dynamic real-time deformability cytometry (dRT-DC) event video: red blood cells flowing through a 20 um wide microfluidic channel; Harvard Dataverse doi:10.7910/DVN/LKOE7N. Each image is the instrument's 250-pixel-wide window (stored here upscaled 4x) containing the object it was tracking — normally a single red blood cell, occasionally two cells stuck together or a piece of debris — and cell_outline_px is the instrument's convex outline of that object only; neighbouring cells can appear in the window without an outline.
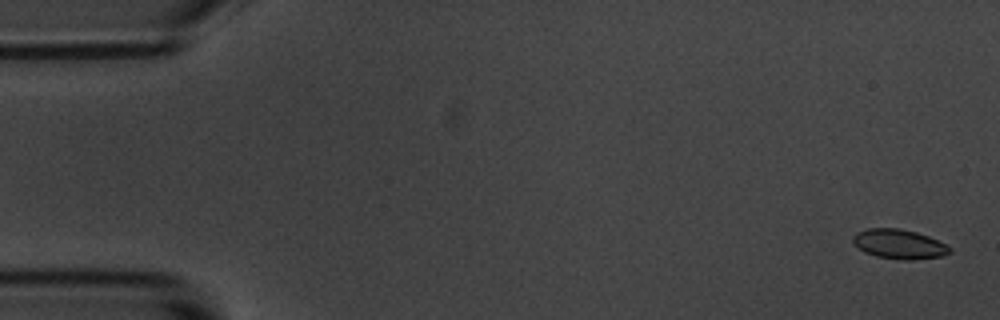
{"species": "common noctule bat (a hibernating species)", "species_latin": "Nyctalus noctula", "temperature_condition": "room temperature", "stored_images_in_passage": 9, "camera_frame_rate_fps": 3000, "um_per_image_px": 0.085, "animal": {"sex": "male", "body_mass_g": 20.1, "forearm_length_mm": 53.5}, "frame": {"image": 1, "passage_image": 1, "time_ms": 0.0, "image_size_px": [1000, 320], "cell_outline_px": [[952, 252], [940, 256], [916, 260], [904, 260], [876, 256], [864, 252], [852, 240], [852, 236], [856, 232], [868, 228], [900, 228], [916, 232], [928, 236], [952, 248]], "centroid_in_image_um": [76.42, 20.74], "position_along_channel_um": 8.6, "area_um2": 16.59}}
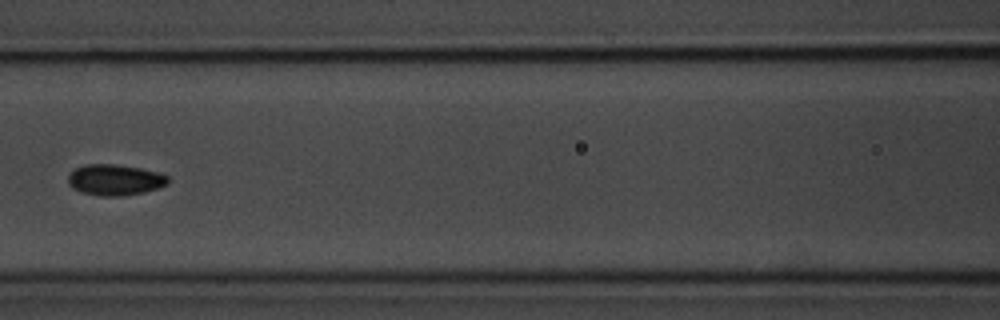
{"frame": {"image": 2, "passage_image": 8, "time_ms": 8.0, "image_size_px": [1000, 320], "cell_outline_px": [[168, 184], [144, 192], [120, 196], [100, 196], [80, 192], [72, 188], [68, 184], [68, 176], [76, 168], [84, 164], [116, 164], [140, 168], [156, 172], [168, 176]], "centroid_in_image_um": [9.73, 15.29], "position_along_channel_um": 156.9, "area_um2": 17.98}}
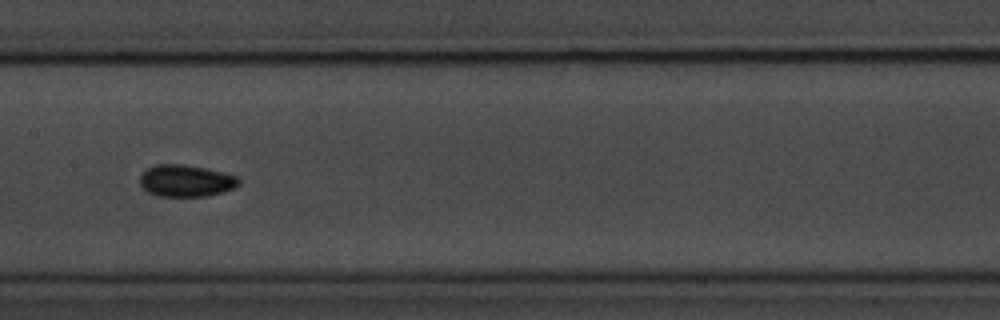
{"frame": {"image": 3, "passage_image": 9, "time_ms": 9.0, "image_size_px": [1000, 320], "cell_outline_px": [[240, 184], [236, 188], [208, 196], [156, 196], [148, 192], [140, 184], [140, 176], [148, 168], [156, 164], [180, 164], [204, 168], [224, 172], [236, 176], [240, 180]], "centroid_in_image_um": [15.83, 15.37], "position_along_channel_um": 191.6, "area_um2": 18.38}}